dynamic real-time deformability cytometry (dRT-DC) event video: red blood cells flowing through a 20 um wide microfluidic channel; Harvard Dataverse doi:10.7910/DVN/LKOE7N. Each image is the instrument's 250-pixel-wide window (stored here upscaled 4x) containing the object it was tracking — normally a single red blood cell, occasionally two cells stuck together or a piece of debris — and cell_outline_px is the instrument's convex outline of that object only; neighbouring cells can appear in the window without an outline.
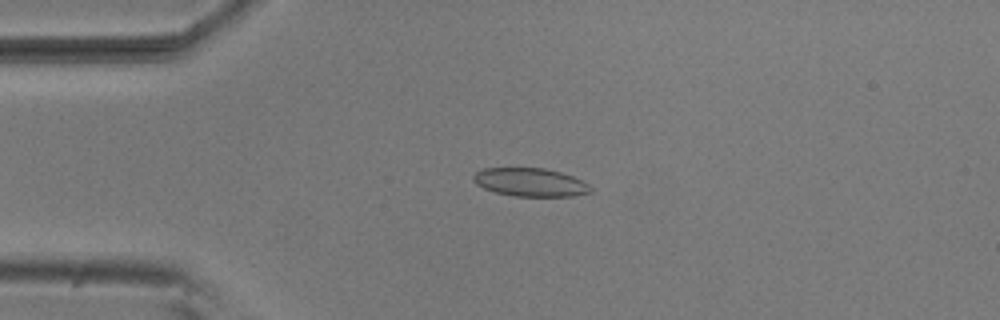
{"species": "common noctule bat (a hibernating species)", "species_latin": "Nyctalus noctula", "temperature_condition": "room temperature", "stored_images_in_passage": 10, "camera_frame_rate_fps": 3000, "um_per_image_px": 0.085, "animal": {"sex": "male", "body_mass_g": 20.5, "forearm_length_mm": 52.5}, "frame": {"image": 1, "passage_image": 4, "time_ms": 1.0, "image_size_px": [1000, 320], "cell_outline_px": [[592, 192], [572, 196], [512, 196], [496, 192], [484, 188], [476, 184], [472, 180], [472, 176], [476, 172], [484, 168], [544, 168], [560, 172], [572, 176], [588, 184], [592, 188]], "centroid_in_image_um": [45.06, 15.49], "position_along_channel_um": 39.9, "area_um2": 19.31}}
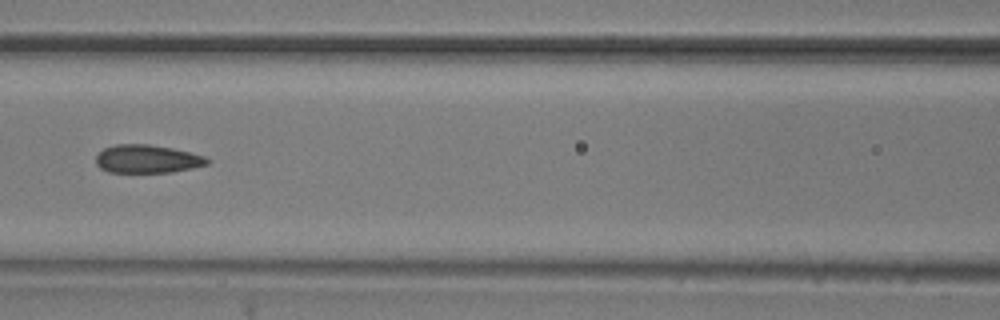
{"frame": {"image": 2, "passage_image": 7, "time_ms": 2.0, "image_size_px": [1000, 320], "cell_outline_px": [[212, 160], [208, 164], [192, 168], [172, 172], [108, 172], [100, 168], [96, 164], [96, 156], [104, 148], [116, 144], [148, 144], [172, 148], [204, 156]], "centroid_in_image_um": [12.51, 13.51], "position_along_channel_um": 154.1, "area_um2": 18.26}}
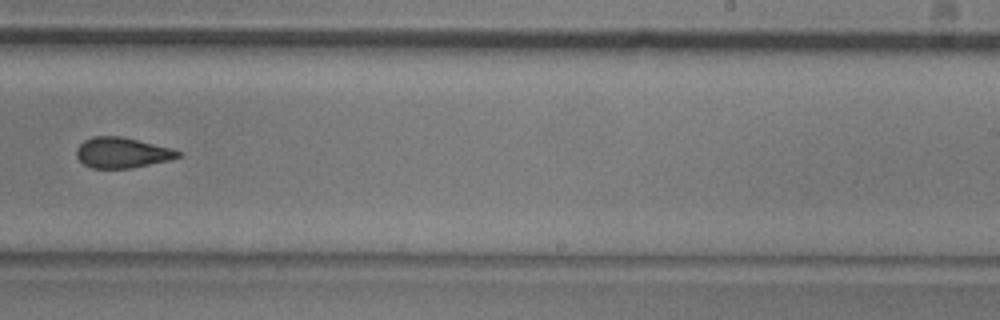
{"frame": {"image": 3, "passage_image": 10, "time_ms": 3.0, "image_size_px": [1000, 320], "cell_outline_px": [[180, 156], [168, 160], [132, 168], [92, 168], [84, 164], [76, 156], [76, 148], [84, 140], [92, 136], [120, 136], [172, 148], [180, 152]], "centroid_in_image_um": [10.34, 12.97], "position_along_channel_um": 278.7, "area_um2": 17.92}}